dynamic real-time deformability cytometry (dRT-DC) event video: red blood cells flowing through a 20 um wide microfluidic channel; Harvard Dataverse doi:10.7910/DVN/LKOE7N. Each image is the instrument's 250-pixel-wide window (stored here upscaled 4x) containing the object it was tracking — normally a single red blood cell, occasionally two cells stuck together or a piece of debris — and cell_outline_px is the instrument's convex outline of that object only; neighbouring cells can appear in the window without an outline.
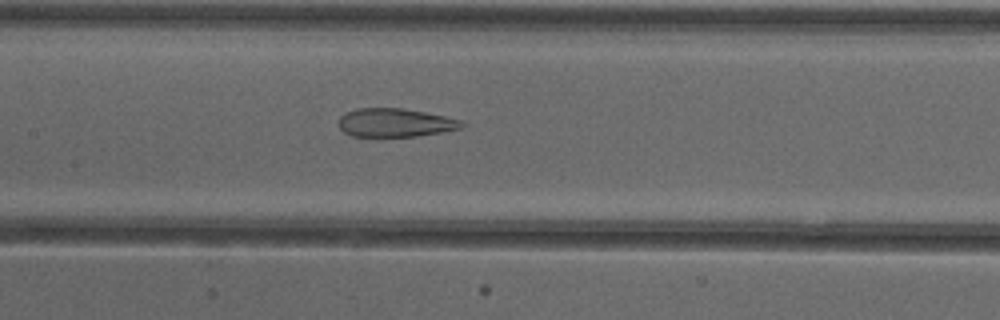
{"species": "common noctule bat (a hibernating species)", "species_latin": "Nyctalus noctula", "temperature_condition": "cold", "stored_images_in_passage": 36, "camera_frame_rate_fps": 3000, "um_per_image_px": 0.085, "animal": {"sex": "female"}, "frame": {"image": 1, "passage_image": 12, "time_ms": 3.667, "image_size_px": [1000, 320], "cell_outline_px": [[468, 124], [464, 128], [416, 136], [352, 136], [344, 132], [340, 128], [340, 116], [344, 112], [356, 108], [404, 108], [464, 120]], "centroid_in_image_um": [33.64, 10.42], "position_along_channel_um": 173.8, "area_um2": 20.58}}
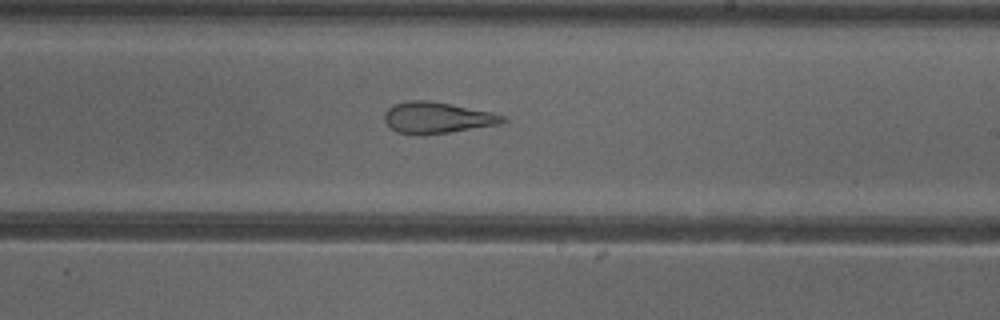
{"frame": {"image": 2, "passage_image": 18, "time_ms": 5.667, "image_size_px": [1000, 320], "cell_outline_px": [[508, 120], [500, 124], [424, 136], [396, 132], [384, 120], [384, 112], [392, 104], [408, 100], [428, 100], [492, 112], [504, 116]], "centroid_in_image_um": [37.12, 10.01], "position_along_channel_um": 251.9, "area_um2": 21.68}}
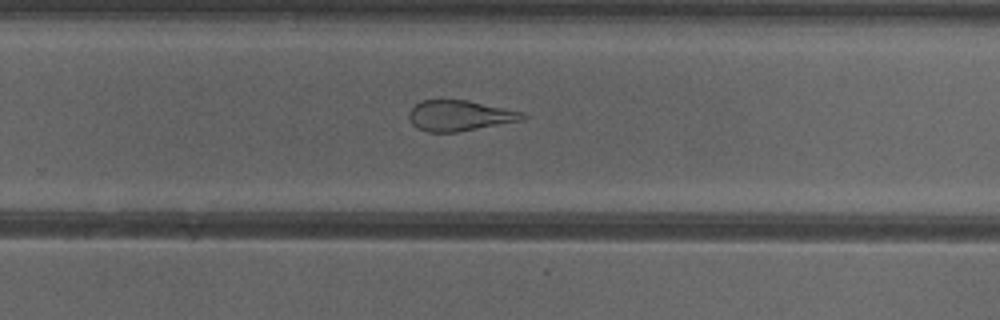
{"frame": {"image": 3, "passage_image": 21, "time_ms": 6.667, "image_size_px": [1000, 320], "cell_outline_px": [[528, 116], [524, 120], [456, 132], [428, 132], [416, 128], [412, 124], [408, 116], [408, 112], [420, 100], [468, 100], [524, 112]], "centroid_in_image_um": [39.07, 9.83], "position_along_channel_um": 290.7, "area_um2": 20.35}, "authors_computed_cell_mechanics": {"area_um2": 23.0622, "velocity_mm_per_s": 3.9143, "shape_relaxation_time_tau1_ms": null, "shape_relaxation_time_tau2_ms": 1.9973, "deformation_change_tau1": null, "deformation_change_tau2": 0.1237}}